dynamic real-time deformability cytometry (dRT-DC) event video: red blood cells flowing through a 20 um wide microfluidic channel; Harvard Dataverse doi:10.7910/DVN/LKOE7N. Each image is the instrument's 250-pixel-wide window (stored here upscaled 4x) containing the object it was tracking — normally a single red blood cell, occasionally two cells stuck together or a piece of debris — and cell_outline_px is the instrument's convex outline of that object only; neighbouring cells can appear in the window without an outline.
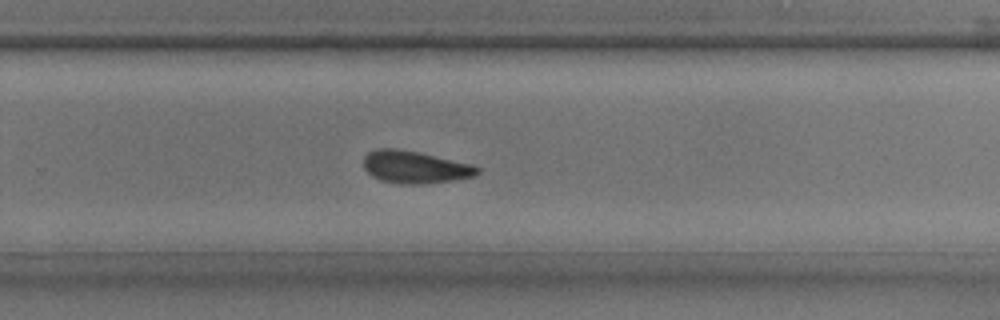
{"species": "common noctule bat (a hibernating species)", "species_latin": "Nyctalus noctula", "temperature_condition": "room temperature", "stored_images_in_passage": 32, "camera_frame_rate_fps": 3000, "um_per_image_px": 0.085, "animal": {"sex": "male", "body_mass_g": 17.9, "forearm_length_mm": 54.2}, "frame": {"image": 1, "passage_image": 23, "time_ms": 7.333, "image_size_px": [1000, 320], "cell_outline_px": [[480, 172], [476, 176], [452, 180], [420, 184], [400, 184], [380, 180], [372, 176], [364, 168], [364, 156], [368, 152], [376, 148], [396, 148], [416, 152], [472, 164], [480, 168]], "centroid_in_image_um": [35.25, 14.2], "position_along_channel_um": 294.5, "area_um2": 21.39}}
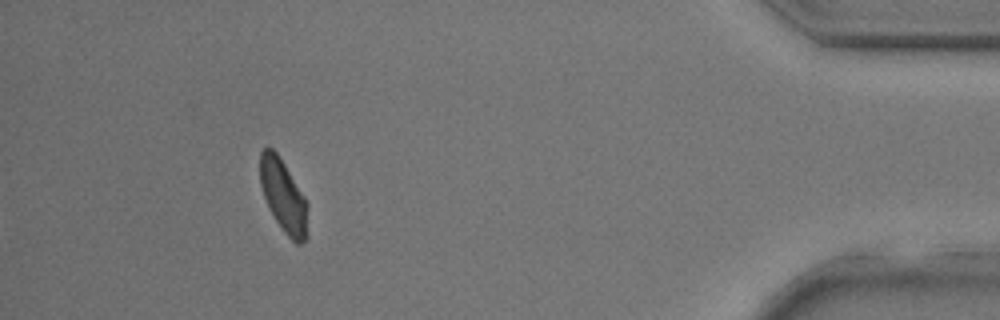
{"frame": {"image": 2, "passage_image": 32, "time_ms": 10.333, "image_size_px": [1000, 320], "cell_outline_px": [[308, 236], [300, 244], [296, 244], [284, 232], [268, 208], [260, 184], [260, 152], [264, 148], [272, 148], [276, 152], [284, 164], [304, 196], [308, 204]], "centroid_in_image_um": [24.11, 16.7], "position_along_channel_um": 411.1, "area_um2": 20.17}}